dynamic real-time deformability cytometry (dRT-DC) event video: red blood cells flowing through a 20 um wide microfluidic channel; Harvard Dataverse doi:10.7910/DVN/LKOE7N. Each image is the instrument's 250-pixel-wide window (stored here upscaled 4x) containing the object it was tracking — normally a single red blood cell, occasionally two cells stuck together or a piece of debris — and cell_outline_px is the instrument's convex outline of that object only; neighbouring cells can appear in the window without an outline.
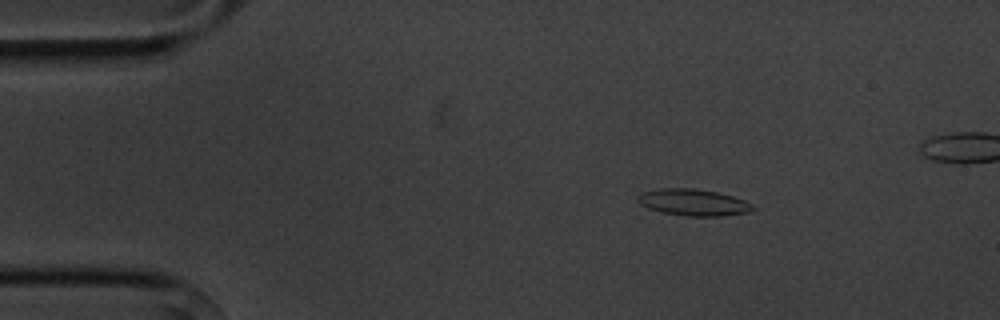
{"species": "common noctule bat (a hibernating species)", "species_latin": "Nyctalus noctula", "temperature_condition": "cold", "stored_images_in_passage": 6, "camera_frame_rate_fps": 3000, "um_per_image_px": 0.085, "animal": {"sex": "male", "body_mass_g": 20.1, "forearm_length_mm": 53.5}, "frame": {"image": 1, "passage_image": 3, "time_ms": 2.333, "image_size_px": [1000, 320], "cell_outline_px": [[756, 208], [748, 212], [724, 216], [688, 216], [664, 212], [648, 208], [640, 204], [636, 200], [636, 196], [644, 192], [660, 188], [696, 188], [716, 192], [732, 196], [744, 200], [752, 204]], "centroid_in_image_um": [58.93, 17.2], "position_along_channel_um": 26.1, "area_um2": 17.8}}